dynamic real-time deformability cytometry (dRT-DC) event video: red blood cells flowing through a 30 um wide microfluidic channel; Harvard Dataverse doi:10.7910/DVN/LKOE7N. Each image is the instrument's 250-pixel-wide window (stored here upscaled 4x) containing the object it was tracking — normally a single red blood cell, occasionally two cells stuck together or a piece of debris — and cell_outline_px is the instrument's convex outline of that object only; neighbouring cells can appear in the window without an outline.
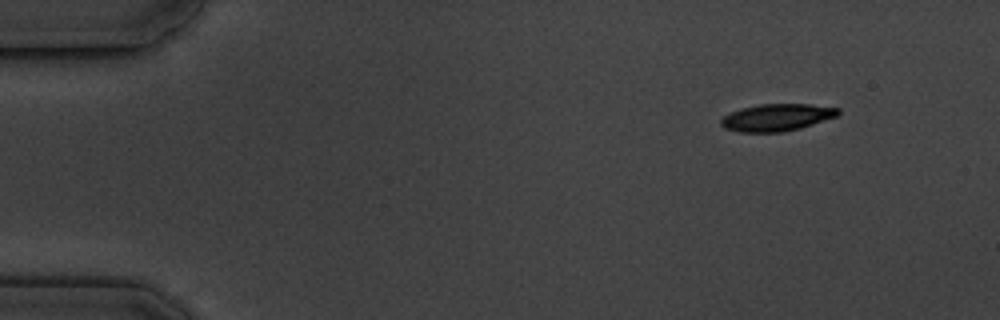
{"species": "common noctule bat (a hibernating species)", "species_latin": "Nyctalus noctula", "temperature_condition": "cold", "stored_images_in_passage": 5, "camera_frame_rate_fps": 3000, "um_per_image_px": 0.085, "animal": {"sex": "male", "body_mass_g": 19.5, "forearm_length_mm": 54.6}, "frame": {"image": 1, "passage_image": 1, "time_ms": 0.0, "image_size_px": [1000, 320], "cell_outline_px": [[840, 112], [836, 116], [800, 128], [784, 132], [740, 132], [724, 128], [720, 124], [720, 120], [724, 116], [740, 108], [760, 104], [808, 104], [840, 108]], "centroid_in_image_um": [66.0, 9.98], "position_along_channel_um": 19.0, "area_um2": 18.44}}
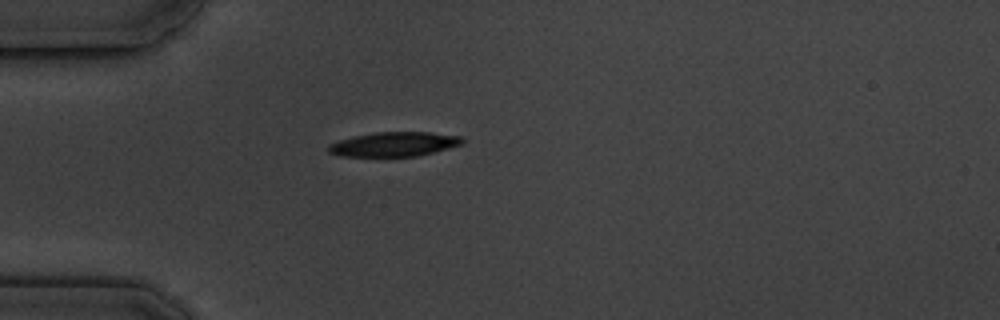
{"frame": {"image": 2, "passage_image": 4, "time_ms": 3.333, "image_size_px": [1000, 320], "cell_outline_px": [[464, 140], [460, 144], [432, 152], [416, 156], [340, 156], [328, 152], [328, 144], [340, 140], [356, 136], [376, 132], [428, 132], [460, 136]], "centroid_in_image_um": [33.45, 12.25], "position_along_channel_um": 51.5, "area_um2": 18.67}}